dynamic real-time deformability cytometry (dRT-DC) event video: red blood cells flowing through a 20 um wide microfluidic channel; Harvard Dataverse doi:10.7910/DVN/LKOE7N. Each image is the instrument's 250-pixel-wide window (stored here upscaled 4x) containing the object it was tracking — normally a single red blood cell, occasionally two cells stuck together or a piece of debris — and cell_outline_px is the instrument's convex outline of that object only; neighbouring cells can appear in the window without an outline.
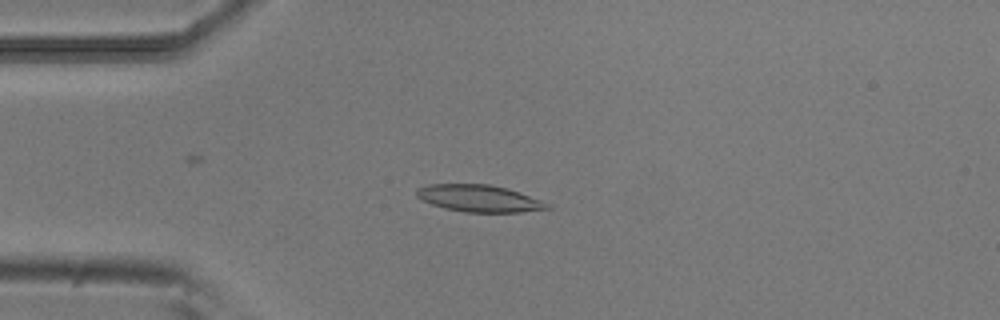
{"species": "common noctule bat (a hibernating species)", "species_latin": "Nyctalus noctula", "temperature_condition": "room temperature", "stored_images_in_passage": 51, "camera_frame_rate_fps": 3000, "um_per_image_px": 0.085, "animal": {"sex": "male", "body_mass_g": 20.5, "forearm_length_mm": 52.5}, "frame": {"image": 1, "passage_image": 12, "time_ms": 3.667, "image_size_px": [1000, 320], "cell_outline_px": [[552, 208], [520, 212], [464, 212], [444, 208], [432, 204], [416, 196], [416, 188], [428, 184], [488, 184], [504, 188], [540, 200], [548, 204]], "centroid_in_image_um": [40.66, 16.86], "position_along_channel_um": 44.3, "area_um2": 20.17}}
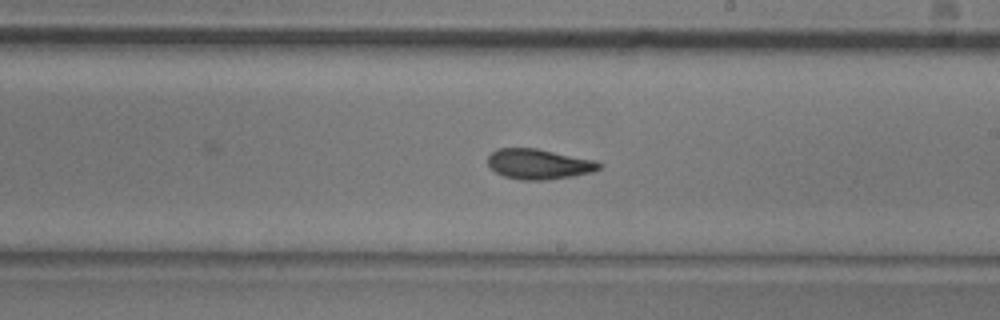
{"frame": {"image": 2, "passage_image": 29, "time_ms": 9.333, "image_size_px": [1000, 320], "cell_outline_px": [[604, 164], [600, 168], [592, 172], [572, 176], [548, 180], [520, 180], [504, 176], [496, 172], [488, 164], [488, 156], [496, 148], [536, 148], [592, 160]], "centroid_in_image_um": [45.78, 13.95], "position_along_channel_um": 243.2, "area_um2": 19.48}}
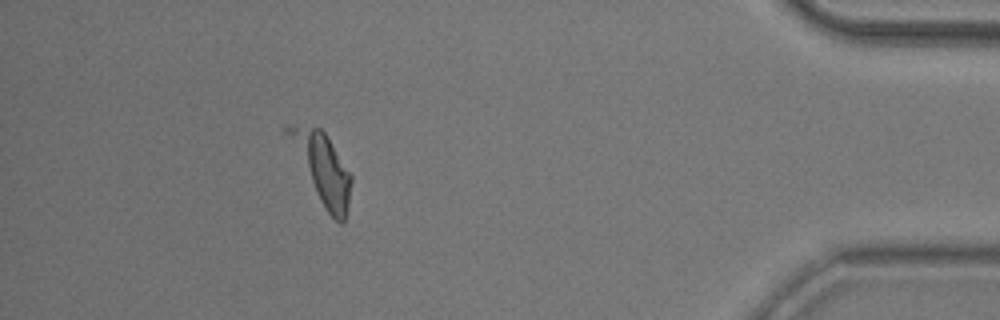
{"frame": {"image": 3, "passage_image": 46, "time_ms": 15.0, "image_size_px": [1000, 320], "cell_outline_px": [[352, 180], [348, 204], [344, 224], [340, 224], [328, 212], [320, 200], [280, 128], [320, 128], [324, 132], [352, 176]], "centroid_in_image_um": [27.39, 14.32], "position_along_channel_um": 407.8, "area_um2": 24.51}, "authors_computed_cell_mechanics": {"area_um2": 20.0566, "velocity_mm_per_s": 3.8132, "shape_relaxation_time_tau1_ms": 5.2707, "shape_relaxation_time_tau2_ms": 2.5181, "deformation_change_tau1": 0.1626, "deformation_change_tau2": 0.0973}}